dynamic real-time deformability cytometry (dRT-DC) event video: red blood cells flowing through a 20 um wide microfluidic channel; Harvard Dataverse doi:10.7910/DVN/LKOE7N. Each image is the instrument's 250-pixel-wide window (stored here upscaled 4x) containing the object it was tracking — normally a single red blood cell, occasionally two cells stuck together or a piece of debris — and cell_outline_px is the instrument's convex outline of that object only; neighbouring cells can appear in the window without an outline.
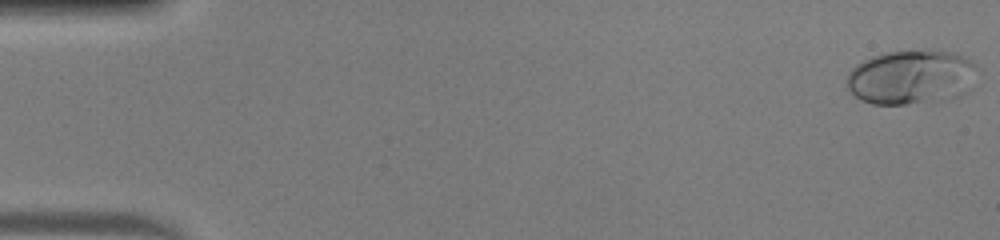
{"species": "human", "species_latin": "Homo sapiens", "temperature_condition": "warm", "stored_images_in_passage": 50, "camera_frame_rate_fps": 3000, "um_per_image_px": 0.085, "donor": {"sex": "male"}, "frame": {"image": 1, "passage_image": 1, "time_ms": 0.0, "image_size_px": [1000, 240], "cell_outline_px": [[980, 68], [968, 92], [952, 100], [904, 104], [872, 104], [860, 100], [844, 84], [848, 72], [856, 64], [880, 52], [932, 48], [956, 52], [976, 64]], "centroid_in_image_um": [77.5, 6.53], "position_along_channel_um": 7.5, "area_um2": 42.95}}
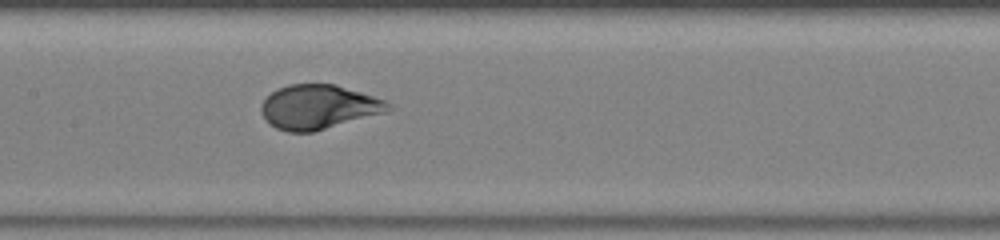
{"frame": {"image": 2, "passage_image": 25, "time_ms": 8.0, "image_size_px": [1000, 240], "cell_outline_px": [[396, 108], [384, 112], [312, 132], [288, 132], [276, 128], [260, 112], [260, 104], [276, 88], [288, 84], [336, 84], [384, 100], [392, 104]], "centroid_in_image_um": [27.06, 9.08], "position_along_channel_um": 180.3, "area_um2": 32.48}}
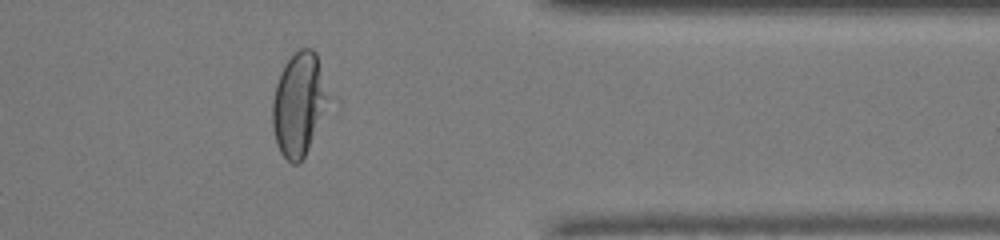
{"frame": {"image": 3, "passage_image": 41, "time_ms": 13.333, "image_size_px": [1000, 240], "cell_outline_px": [[324, 96], [320, 112], [308, 148], [304, 156], [296, 164], [292, 164], [280, 152], [276, 144], [272, 128], [272, 100], [276, 84], [280, 72], [284, 64], [300, 48], [312, 48], [316, 52]], "centroid_in_image_um": [25.25, 8.86], "position_along_channel_um": 386.2, "area_um2": 31.33}}